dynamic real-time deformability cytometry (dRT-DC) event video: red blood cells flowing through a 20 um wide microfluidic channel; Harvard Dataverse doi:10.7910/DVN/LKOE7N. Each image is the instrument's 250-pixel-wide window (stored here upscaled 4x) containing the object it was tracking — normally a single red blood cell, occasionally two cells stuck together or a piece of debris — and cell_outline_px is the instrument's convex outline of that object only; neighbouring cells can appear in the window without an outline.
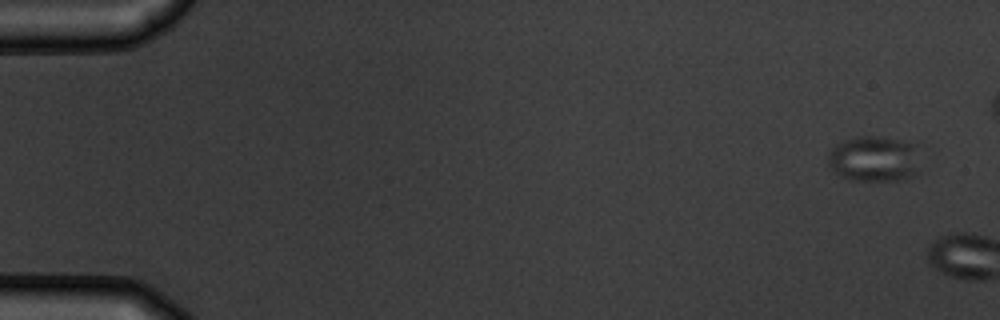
{"species": "common noctule bat (a hibernating species)", "species_latin": "Nyctalus noctula", "temperature_condition": "warm", "stored_images_in_passage": 3, "camera_frame_rate_fps": 3000, "um_per_image_px": 0.085, "animal": {"sex": "male", "body_mass_g": 19.5, "forearm_length_mm": 54.6}, "frame": {"image": 1, "passage_image": 1, "time_ms": 0.0, "image_size_px": [1000, 320], "cell_outline_px": [[920, 172], [916, 176], [900, 180], [848, 180], [840, 176], [828, 164], [828, 152], [836, 144], [844, 140], [856, 136], [872, 136], [896, 140], [916, 144]], "centroid_in_image_um": [74.31, 13.52], "position_along_channel_um": 10.7, "area_um2": 24.8}}